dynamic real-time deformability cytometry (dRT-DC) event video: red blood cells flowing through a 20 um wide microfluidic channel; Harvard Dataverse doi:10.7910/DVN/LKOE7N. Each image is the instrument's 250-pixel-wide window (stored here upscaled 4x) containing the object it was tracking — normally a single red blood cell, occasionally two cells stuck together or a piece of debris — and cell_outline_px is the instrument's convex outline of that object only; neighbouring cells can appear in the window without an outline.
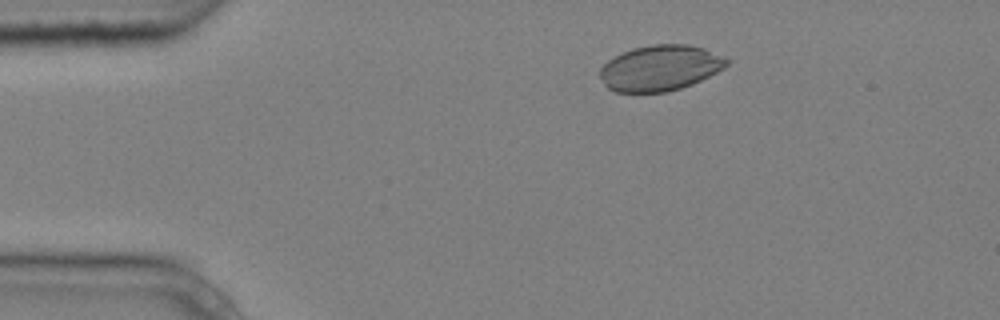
{"species": "common noctule bat (a hibernating species)", "species_latin": "Nyctalus noctula", "temperature_condition": "cold", "stored_images_in_passage": 4, "segment_of_instrument_passage": [1, 2], "camera_frame_rate_fps": 3000, "um_per_image_px": 0.085, "animal": {"sex": "male", "body_mass_g": 20.4}, "frame": {"image": 1, "passage_image": 2, "time_ms": 0.333, "image_size_px": [1000, 320], "cell_outline_px": [[732, 60], [724, 68], [692, 84], [668, 92], [616, 92], [608, 88], [604, 84], [600, 76], [600, 68], [608, 60], [632, 48], [652, 44], [688, 44], [704, 48], [724, 56]], "centroid_in_image_um": [56.13, 5.77], "position_along_channel_um": 28.9, "area_um2": 33.76}}